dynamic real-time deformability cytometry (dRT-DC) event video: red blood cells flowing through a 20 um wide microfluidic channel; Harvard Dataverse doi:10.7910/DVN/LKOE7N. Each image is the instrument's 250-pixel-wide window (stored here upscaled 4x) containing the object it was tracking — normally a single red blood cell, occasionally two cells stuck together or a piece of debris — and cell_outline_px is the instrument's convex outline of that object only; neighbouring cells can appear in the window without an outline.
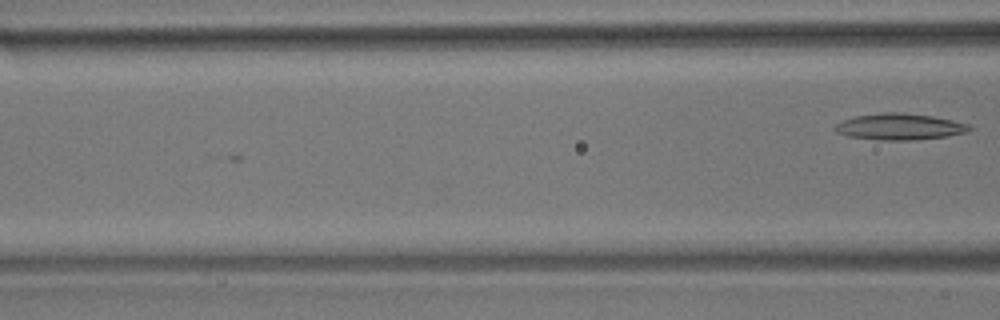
{"species": "common noctule bat (a hibernating species)", "species_latin": "Nyctalus noctula", "temperature_condition": "room temperature", "stored_images_in_passage": 4, "camera_frame_rate_fps": 3000, "um_per_image_px": 0.085, "animal": {"sex": "male", "body_mass_g": 17.9}, "frame": {"image": 1, "passage_image": 4, "time_ms": 4.333, "image_size_px": [1000, 320], "cell_outline_px": [[972, 128], [968, 132], [948, 136], [916, 140], [880, 140], [848, 136], [836, 132], [832, 128], [840, 120], [852, 116], [884, 112], [900, 112], [932, 116], [952, 120], [968, 124]], "centroid_in_image_um": [76.42, 10.76], "position_along_channel_um": 90.2, "area_um2": 20.87}}